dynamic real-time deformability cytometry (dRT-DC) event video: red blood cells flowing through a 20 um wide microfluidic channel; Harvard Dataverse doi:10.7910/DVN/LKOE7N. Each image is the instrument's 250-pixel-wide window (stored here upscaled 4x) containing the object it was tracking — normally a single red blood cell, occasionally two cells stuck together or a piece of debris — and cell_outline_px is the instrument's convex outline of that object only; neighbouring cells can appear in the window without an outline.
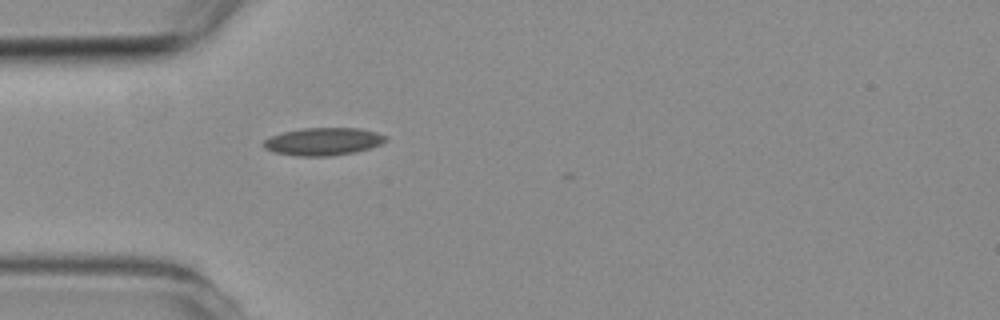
{"species": "common noctule bat (a hibernating species)", "species_latin": "Nyctalus noctula", "temperature_condition": "room temperature", "stored_images_in_passage": 1, "camera_frame_rate_fps": 3000, "um_per_image_px": 0.085, "animal": {"sex": "female", "body_mass_g": 19.3, "forearm_length_mm": 54.1}, "frame": {"image": 1, "passage_image": 1, "time_ms": 0.0, "image_size_px": [1000, 320], "cell_outline_px": [[388, 140], [380, 144], [356, 152], [328, 156], [296, 156], [276, 152], [264, 148], [260, 144], [264, 140], [272, 136], [284, 132], [304, 128], [360, 128], [376, 132], [388, 136]], "centroid_in_image_um": [27.48, 12.03], "position_along_channel_um": 57.5, "area_um2": 19.65}}